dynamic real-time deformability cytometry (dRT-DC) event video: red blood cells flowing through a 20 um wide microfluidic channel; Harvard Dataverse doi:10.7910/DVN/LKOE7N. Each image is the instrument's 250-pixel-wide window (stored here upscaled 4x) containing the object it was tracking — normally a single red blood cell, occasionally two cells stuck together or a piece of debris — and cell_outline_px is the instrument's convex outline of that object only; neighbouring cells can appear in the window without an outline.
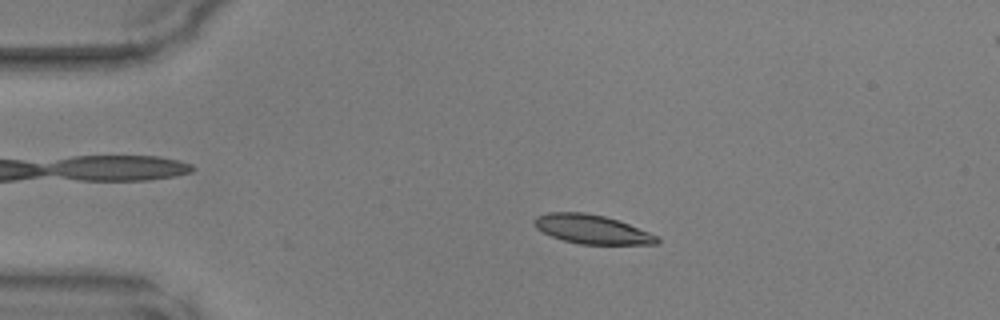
{"species": "common noctule bat (a hibernating species)", "species_latin": "Nyctalus noctula", "temperature_condition": "warm", "stored_images_in_passage": 39, "camera_frame_rate_fps": 3000, "um_per_image_px": 0.085, "animal": {"sex": "male", "body_mass_g": 17.9, "forearm_length_mm": 54.2}, "frame": {"image": 1, "passage_image": 10, "time_ms": 3.0, "image_size_px": [1000, 320], "cell_outline_px": [[660, 240], [656, 244], [580, 244], [564, 240], [552, 236], [536, 228], [532, 224], [532, 220], [536, 216], [548, 212], [584, 212], [604, 216], [628, 224], [660, 236]], "centroid_in_image_um": [50.29, 19.48], "position_along_channel_um": 34.7, "area_um2": 20.69}}
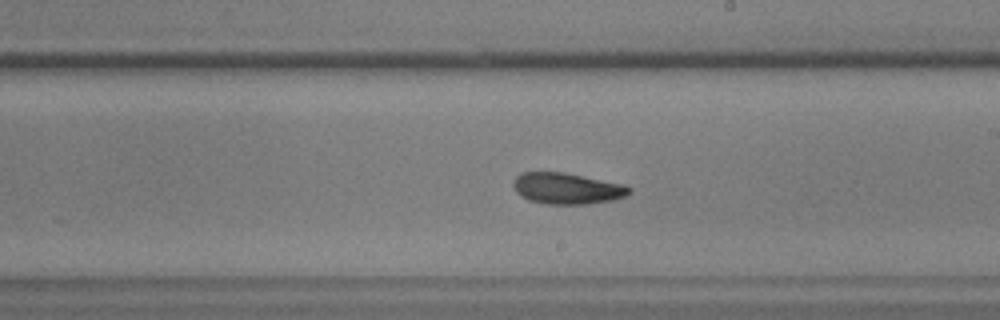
{"frame": {"image": 2, "passage_image": 28, "time_ms": 9.0, "image_size_px": [1000, 320], "cell_outline_px": [[632, 192], [624, 196], [612, 200], [588, 204], [548, 204], [528, 200], [520, 196], [516, 192], [512, 184], [512, 180], [520, 172], [564, 172], [624, 184], [632, 188]], "centroid_in_image_um": [48.17, 16.01], "position_along_channel_um": 240.8, "area_um2": 21.27}}
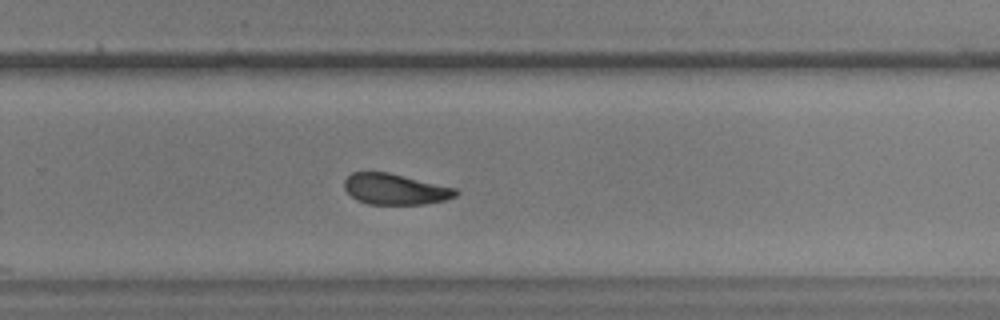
{"frame": {"image": 3, "passage_image": 32, "time_ms": 10.333, "image_size_px": [1000, 320], "cell_outline_px": [[460, 192], [456, 196], [444, 200], [424, 204], [368, 204], [356, 200], [344, 188], [344, 180], [352, 172], [388, 172], [456, 188]], "centroid_in_image_um": [33.58, 16.08], "position_along_channel_um": 296.2, "area_um2": 20.0}}